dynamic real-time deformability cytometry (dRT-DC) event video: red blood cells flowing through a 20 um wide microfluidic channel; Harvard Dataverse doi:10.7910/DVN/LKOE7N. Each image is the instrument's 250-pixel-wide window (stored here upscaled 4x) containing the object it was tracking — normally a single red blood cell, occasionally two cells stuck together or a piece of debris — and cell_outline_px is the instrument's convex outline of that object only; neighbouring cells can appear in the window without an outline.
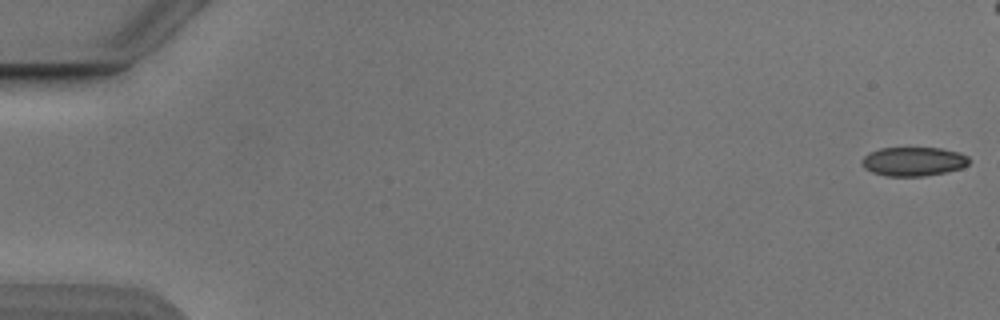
{"species": "Egyptian fruit bat (a non-hibernating species)", "species_latin": "Rousettus aegyptiacus", "temperature_condition": "cold", "stored_images_in_passage": 47, "camera_frame_rate_fps": 3000, "um_per_image_px": 0.085, "animal": {"sex": "male"}, "frame": {"image": 1, "passage_image": 1, "time_ms": 0.0, "image_size_px": [1000, 320], "cell_outline_px": [[968, 164], [960, 168], [944, 172], [924, 176], [888, 176], [872, 172], [864, 168], [860, 164], [860, 160], [868, 152], [880, 148], [940, 148], [960, 152], [968, 156]], "centroid_in_image_um": [77.59, 13.72], "position_along_channel_um": 7.4, "area_um2": 18.15}}
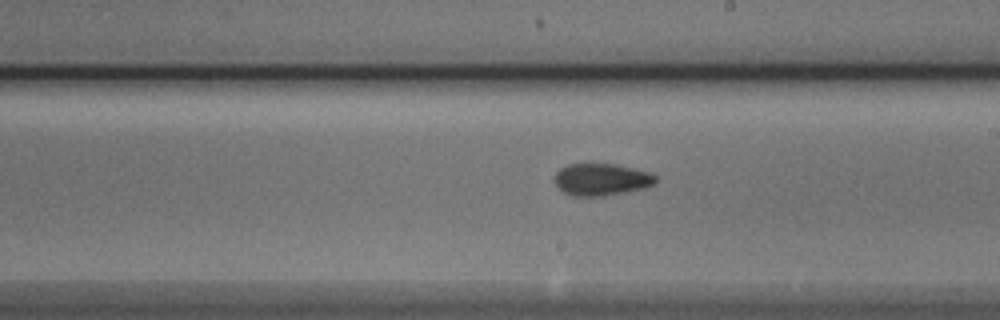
{"frame": {"image": 2, "passage_image": 31, "time_ms": 10.0, "image_size_px": [1000, 320], "cell_outline_px": [[656, 180], [652, 184], [644, 188], [604, 196], [572, 196], [564, 192], [556, 184], [556, 172], [560, 168], [568, 164], [616, 164], [648, 172], [656, 176]], "centroid_in_image_um": [51.11, 15.25], "position_along_channel_um": 237.9, "area_um2": 18.61}}
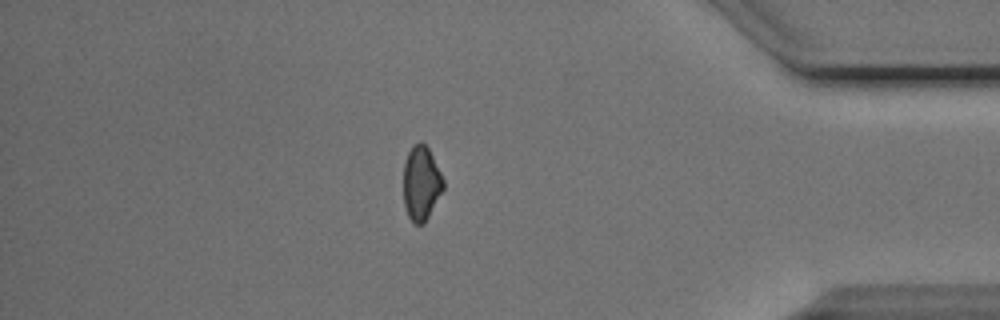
{"frame": {"image": 3, "passage_image": 46, "time_ms": 15.0, "image_size_px": [1000, 320], "cell_outline_px": [[444, 188], [424, 224], [416, 224], [408, 216], [404, 204], [404, 160], [412, 144], [420, 140], [428, 148], [444, 180]], "centroid_in_image_um": [35.79, 15.55], "position_along_channel_um": 399.4, "area_um2": 17.22}}